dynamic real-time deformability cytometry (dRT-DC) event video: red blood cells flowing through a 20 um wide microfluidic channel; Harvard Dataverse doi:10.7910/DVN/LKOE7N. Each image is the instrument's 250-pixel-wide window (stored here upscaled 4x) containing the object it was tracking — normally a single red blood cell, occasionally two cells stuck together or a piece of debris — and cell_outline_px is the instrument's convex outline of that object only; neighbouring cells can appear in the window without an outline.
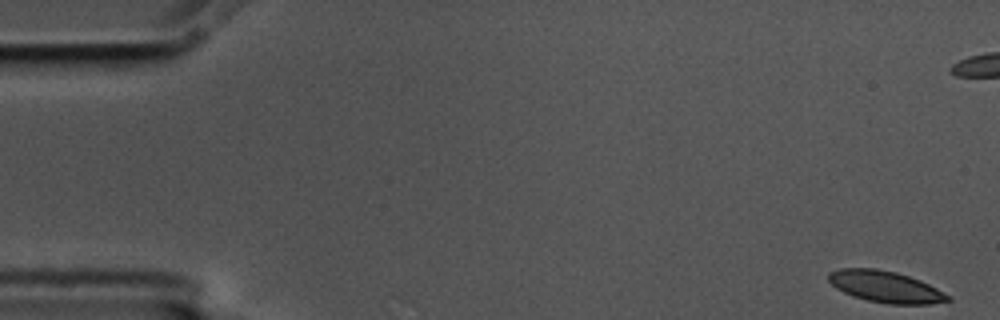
{"species": "common noctule bat (a hibernating species)", "species_latin": "Nyctalus noctula", "temperature_condition": "cold", "stored_images_in_passage": 57, "camera_frame_rate_fps": 3000, "um_per_image_px": 0.085, "animal": {"sex": "male", "body_mass_g": 17.5, "forearm_length_mm": 52.3}, "frame": {"image": 1, "passage_image": 1, "time_ms": 0.0, "image_size_px": [1000, 320], "cell_outline_px": [[952, 300], [928, 304], [888, 304], [868, 300], [844, 292], [836, 288], [828, 280], [828, 272], [840, 268], [876, 268], [896, 272], [920, 280], [936, 288], [948, 296]], "centroid_in_image_um": [75.23, 24.36], "position_along_channel_um": 9.8, "area_um2": 21.62}}
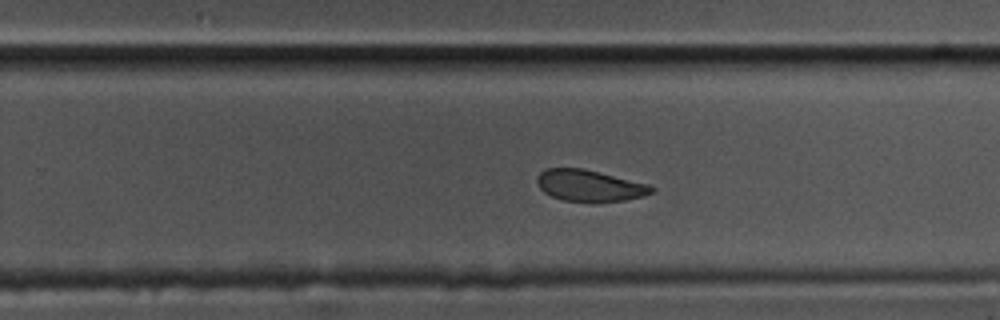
{"frame": {"image": 2, "passage_image": 35, "time_ms": 11.333, "image_size_px": [1000, 320], "cell_outline_px": [[656, 192], [644, 196], [624, 200], [596, 204], [592, 204], [564, 200], [552, 196], [544, 192], [536, 184], [536, 176], [544, 168], [584, 168], [648, 184], [656, 188]], "centroid_in_image_um": [50.12, 15.8], "position_along_channel_um": 279.7, "area_um2": 21.68}}
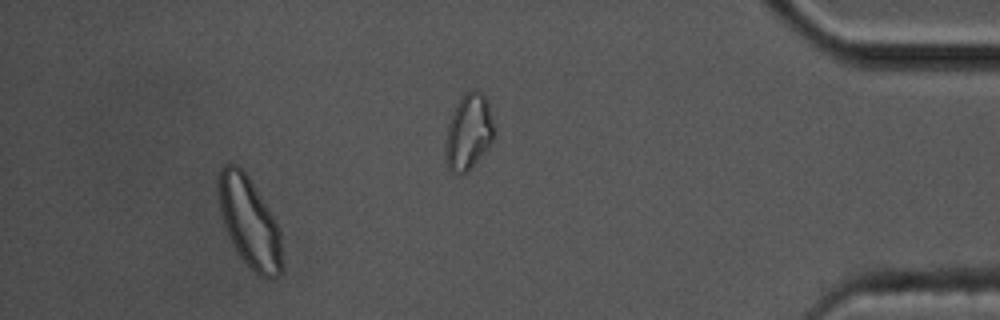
{"frame": {"image": 3, "passage_image": 52, "time_ms": 17.0, "image_size_px": [1000, 320], "cell_outline_px": [[280, 276], [268, 280], [260, 276], [240, 256], [232, 244], [228, 236], [224, 224], [220, 208], [216, 176], [224, 164], [236, 164], [248, 176], [268, 208], [280, 232]], "centroid_in_image_um": [21.15, 18.86], "position_along_channel_um": 414.0, "area_um2": 32.83}, "authors_computed_cell_mechanics": {"area_um2": 22.3108, "velocity_mm_per_s": 3.5361, "shape_relaxation_time_tau1_ms": 5.4783, "shape_relaxation_time_tau2_ms": 2.4398, "deformation_change_tau1": 0.1104, "deformation_change_tau2": 0.0639}}